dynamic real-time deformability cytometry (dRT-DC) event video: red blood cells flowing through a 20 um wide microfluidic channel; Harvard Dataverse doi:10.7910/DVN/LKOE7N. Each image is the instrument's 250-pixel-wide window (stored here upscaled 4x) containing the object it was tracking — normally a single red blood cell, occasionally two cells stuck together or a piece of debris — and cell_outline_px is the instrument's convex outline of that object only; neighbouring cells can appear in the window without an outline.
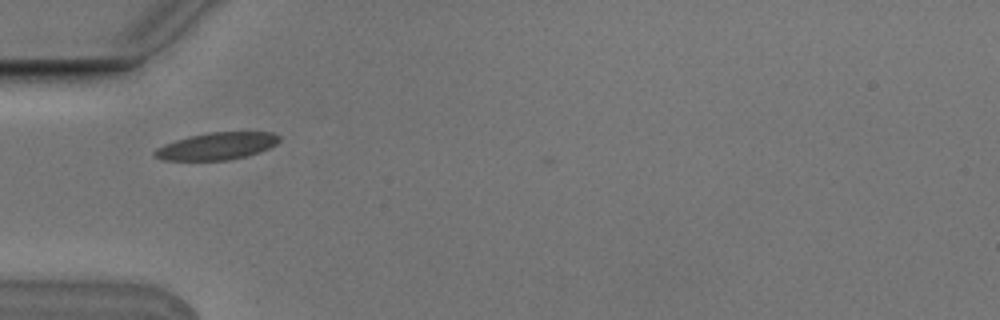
{"species": "Egyptian fruit bat (a non-hibernating species)", "species_latin": "Rousettus aegyptiacus", "temperature_condition": "cold", "stored_images_in_passage": 6, "camera_frame_rate_fps": 3000, "um_per_image_px": 0.085, "animal": {"sex": "male"}, "frame": {"image": 1, "passage_image": 1, "time_ms": 0.0, "image_size_px": [1000, 320], "cell_outline_px": [[280, 140], [276, 144], [260, 152], [228, 160], [160, 160], [152, 156], [152, 152], [156, 148], [164, 144], [188, 136], [208, 132], [272, 132], [280, 136]], "centroid_in_image_um": [18.38, 12.42], "position_along_channel_um": 66.6, "area_um2": 19.83}}
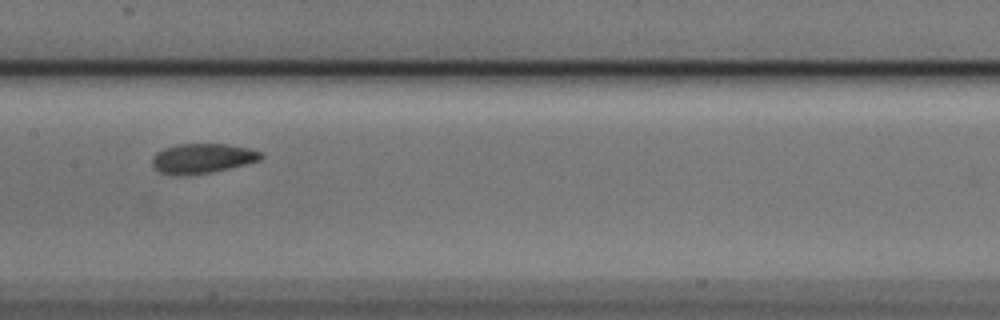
{"frame": {"image": 2, "passage_image": 4, "time_ms": 1.0, "image_size_px": [1000, 320], "cell_outline_px": [[264, 156], [260, 160], [212, 172], [180, 176], [176, 176], [160, 172], [152, 164], [152, 156], [156, 152], [164, 148], [176, 144], [228, 144], [248, 148], [260, 152]], "centroid_in_image_um": [17.16, 13.46], "position_along_channel_um": 190.2, "area_um2": 18.84}}
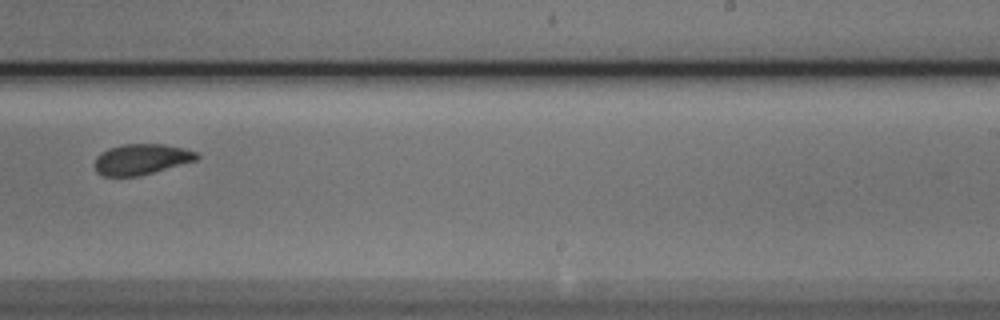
{"frame": {"image": 3, "passage_image": 6, "time_ms": 1.667, "image_size_px": [1000, 320], "cell_outline_px": [[200, 156], [196, 160], [140, 176], [104, 176], [96, 172], [92, 164], [96, 156], [100, 152], [108, 148], [124, 144], [164, 144], [184, 148], [196, 152]], "centroid_in_image_um": [11.96, 13.54], "position_along_channel_um": 277.0, "area_um2": 18.44}}